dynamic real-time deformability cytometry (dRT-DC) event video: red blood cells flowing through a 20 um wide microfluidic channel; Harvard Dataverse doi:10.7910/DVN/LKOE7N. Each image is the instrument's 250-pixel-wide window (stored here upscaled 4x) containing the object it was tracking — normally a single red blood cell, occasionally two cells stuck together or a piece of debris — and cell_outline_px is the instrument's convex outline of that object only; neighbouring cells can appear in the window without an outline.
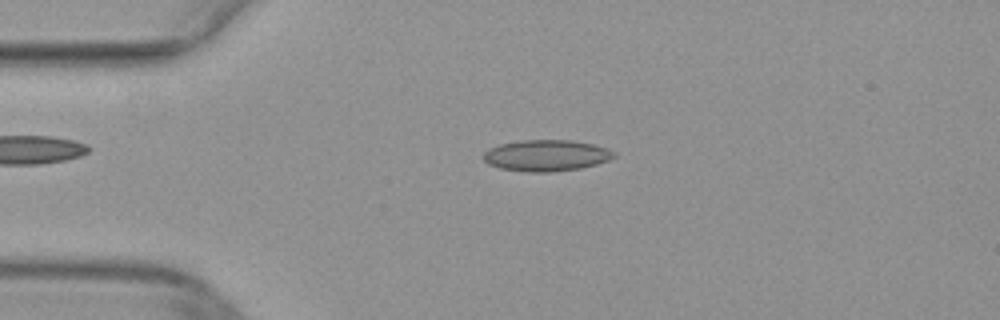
{"species": "common noctule bat (a hibernating species)", "species_latin": "Nyctalus noctula", "temperature_condition": "warm", "stored_images_in_passage": 49, "camera_frame_rate_fps": 3000, "um_per_image_px": 0.085, "animal": {"sex": "female", "body_mass_g": 29.2, "forearm_length_mm": 56.3}, "frame": {"image": 1, "passage_image": 11, "time_ms": 3.333, "image_size_px": [1000, 320], "cell_outline_px": [[616, 156], [608, 160], [596, 164], [580, 168], [552, 172], [528, 172], [500, 168], [488, 164], [484, 160], [484, 152], [488, 148], [500, 144], [520, 140], [572, 140], [592, 144], [608, 148], [616, 152]], "centroid_in_image_um": [46.44, 13.21], "position_along_channel_um": 38.6, "area_um2": 23.87}}
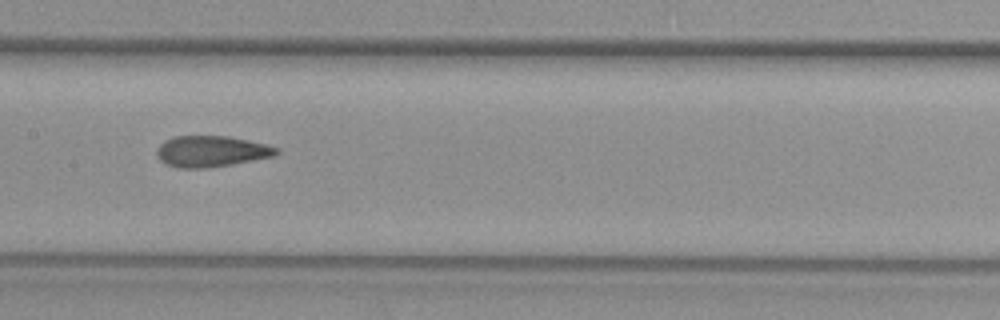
{"frame": {"image": 2, "passage_image": 24, "time_ms": 7.667, "image_size_px": [1000, 320], "cell_outline_px": [[280, 152], [272, 156], [232, 164], [208, 168], [180, 168], [164, 164], [156, 156], [156, 152], [160, 144], [164, 140], [172, 136], [228, 136], [248, 140], [280, 148]], "centroid_in_image_um": [17.91, 12.86], "position_along_channel_um": 189.5, "area_um2": 21.73}}
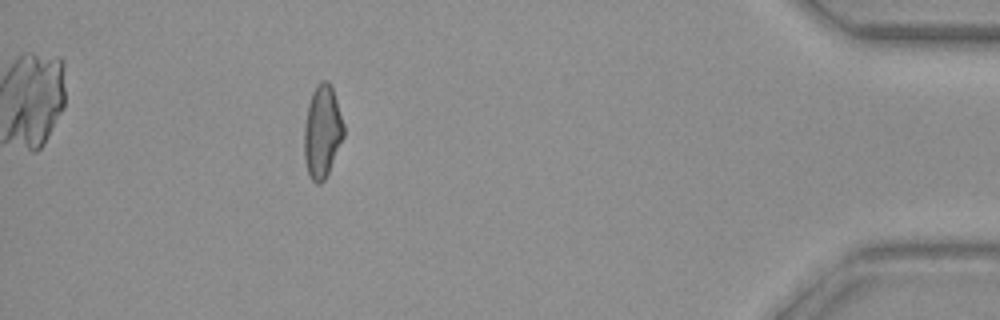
{"frame": {"image": 3, "passage_image": 44, "time_ms": 14.333, "image_size_px": [1000, 320], "cell_outline_px": [[344, 136], [328, 172], [324, 180], [320, 184], [316, 184], [308, 176], [304, 160], [304, 124], [308, 104], [312, 92], [316, 84], [320, 80], [328, 80], [332, 84], [344, 124]], "centroid_in_image_um": [27.38, 11.15], "position_along_channel_um": 407.8, "area_um2": 21.68}}